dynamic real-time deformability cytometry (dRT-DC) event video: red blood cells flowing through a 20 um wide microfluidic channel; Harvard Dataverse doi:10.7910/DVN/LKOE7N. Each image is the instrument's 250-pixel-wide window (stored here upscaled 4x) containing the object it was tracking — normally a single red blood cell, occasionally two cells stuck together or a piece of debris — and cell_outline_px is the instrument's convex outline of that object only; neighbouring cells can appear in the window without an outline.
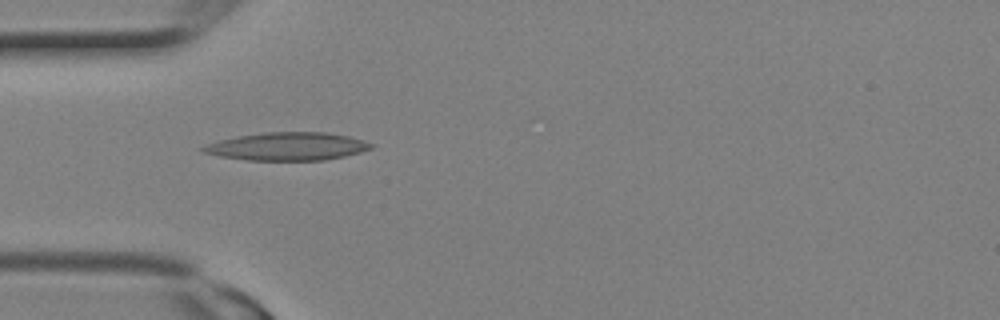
{"species": "Egyptian fruit bat (a non-hibernating species)", "species_latin": "Rousettus aegyptiacus", "temperature_condition": "room temperature", "stored_images_in_passage": 3, "camera_frame_rate_fps": 3000, "um_per_image_px": 0.085, "animal": {"sex": "female"}, "frame": {"image": 1, "passage_image": 3, "time_ms": 0.667, "image_size_px": [1000, 320], "cell_outline_px": [[376, 144], [372, 148], [360, 152], [344, 156], [324, 160], [248, 160], [220, 156], [204, 152], [200, 148], [208, 144], [220, 140], [240, 136], [264, 132], [328, 132], [348, 136], [364, 140]], "centroid_in_image_um": [24.49, 12.44], "position_along_channel_um": 60.5, "area_um2": 27.22}}